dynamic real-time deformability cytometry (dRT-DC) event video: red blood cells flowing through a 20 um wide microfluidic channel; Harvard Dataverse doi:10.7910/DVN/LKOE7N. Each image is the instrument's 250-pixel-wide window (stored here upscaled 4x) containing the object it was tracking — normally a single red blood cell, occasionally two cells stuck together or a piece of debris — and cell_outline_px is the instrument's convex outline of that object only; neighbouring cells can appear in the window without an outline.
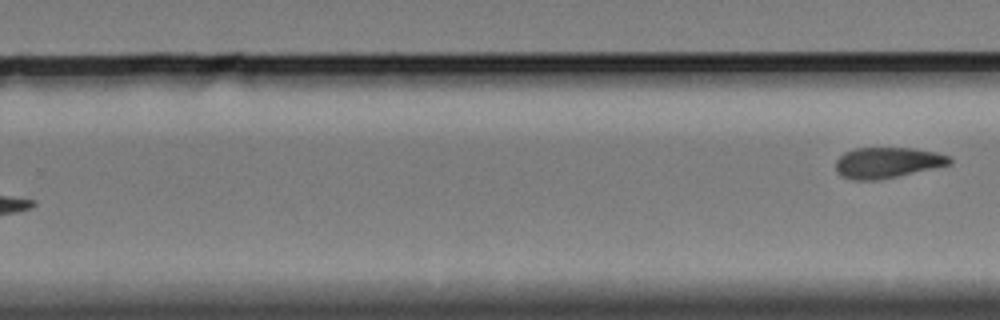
{"species": "Egyptian fruit bat (a non-hibernating species)", "species_latin": "Rousettus aegyptiacus", "temperature_condition": "cold", "stored_images_in_passage": 28, "segment_of_instrument_passage": [2, 2], "camera_frame_rate_fps": 3000, "um_per_image_px": 0.085, "animal": {"sex": "female"}, "frame": {"image": 1, "passage_image": 28, "time_ms": 9.0, "image_size_px": [1000, 320], "cell_outline_px": [[952, 164], [896, 176], [876, 180], [856, 180], [840, 176], [836, 172], [836, 160], [844, 152], [856, 148], [912, 148], [936, 152], [948, 156], [952, 160]], "centroid_in_image_um": [75.4, 13.82], "position_along_channel_um": 254.4, "area_um2": 20.29}}